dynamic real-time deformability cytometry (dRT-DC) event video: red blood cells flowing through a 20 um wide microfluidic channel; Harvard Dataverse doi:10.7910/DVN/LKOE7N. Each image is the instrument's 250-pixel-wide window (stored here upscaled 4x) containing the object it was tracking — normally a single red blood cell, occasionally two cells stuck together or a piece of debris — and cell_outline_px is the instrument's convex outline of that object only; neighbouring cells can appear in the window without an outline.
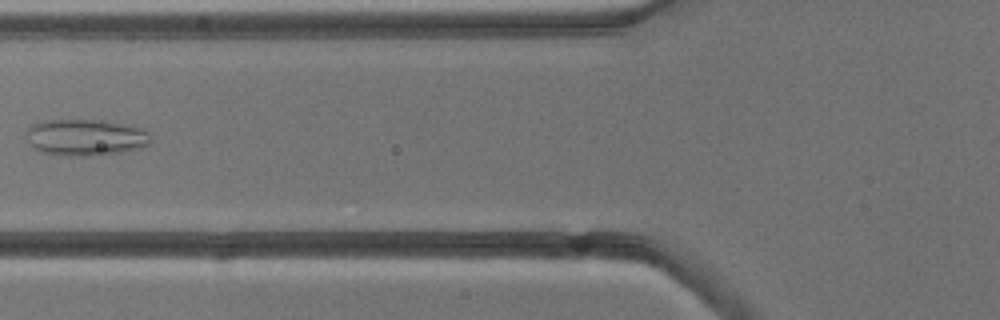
{"species": "common noctule bat (a hibernating species)", "species_latin": "Nyctalus noctula", "temperature_condition": "cold", "stored_images_in_passage": 6, "camera_frame_rate_fps": 3000, "um_per_image_px": 0.085, "animal": {"sex": "male", "body_mass_g": 13.3}, "frame": {"image": 1, "passage_image": 5, "time_ms": 4.667, "image_size_px": [1000, 320], "cell_outline_px": [[152, 140], [148, 144], [140, 148], [124, 152], [92, 156], [64, 156], [40, 152], [32, 148], [24, 132], [28, 124], [48, 120], [104, 120], [144, 128], [152, 136]], "centroid_in_image_um": [7.25, 11.68], "position_along_channel_um": 118.6, "area_um2": 27.17}}